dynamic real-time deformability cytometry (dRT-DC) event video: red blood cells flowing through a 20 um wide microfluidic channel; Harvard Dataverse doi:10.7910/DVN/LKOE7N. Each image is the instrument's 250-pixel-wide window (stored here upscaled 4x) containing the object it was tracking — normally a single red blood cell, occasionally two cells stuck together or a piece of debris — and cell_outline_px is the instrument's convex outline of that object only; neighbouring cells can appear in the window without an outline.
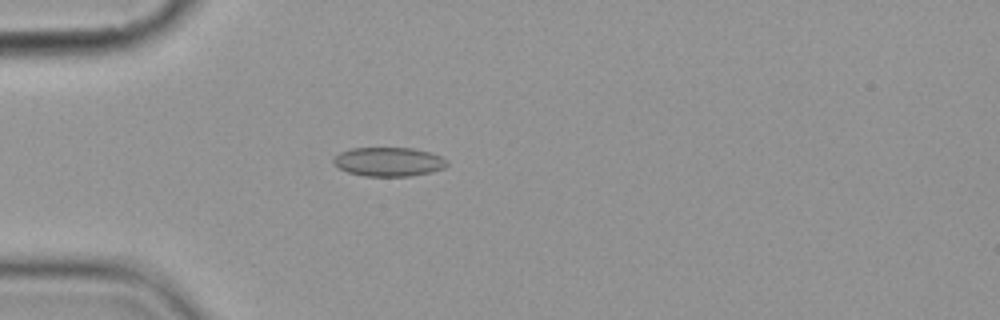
{"species": "common noctule bat (a hibernating species)", "species_latin": "Nyctalus noctula", "temperature_condition": "cold", "stored_images_in_passage": 5, "camera_frame_rate_fps": 3000, "um_per_image_px": 0.085, "animal": {"sex": "female", "body_mass_g": 19.9}, "frame": {"image": 1, "passage_image": 5, "time_ms": 4.667, "image_size_px": [1000, 320], "cell_outline_px": [[448, 164], [444, 168], [432, 172], [408, 176], [364, 176], [348, 172], [340, 168], [332, 160], [340, 152], [352, 148], [412, 148], [432, 152], [448, 160]], "centroid_in_image_um": [33.08, 13.75], "position_along_channel_um": 51.9, "area_um2": 19.19}}